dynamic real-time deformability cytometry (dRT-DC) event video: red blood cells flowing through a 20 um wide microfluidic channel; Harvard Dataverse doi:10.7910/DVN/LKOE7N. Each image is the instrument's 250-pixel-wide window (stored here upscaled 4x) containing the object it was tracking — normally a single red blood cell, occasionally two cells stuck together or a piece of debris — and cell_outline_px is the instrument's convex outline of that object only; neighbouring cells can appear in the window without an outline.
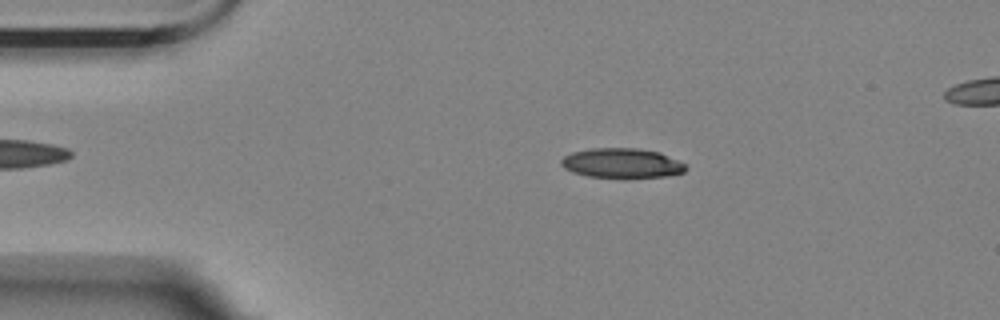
{"species": "Egyptian fruit bat (a non-hibernating species)", "species_latin": "Rousettus aegyptiacus", "temperature_condition": "room temperature", "stored_images_in_passage": 48, "camera_frame_rate_fps": 3000, "um_per_image_px": 0.085, "animal": {"sex": "female"}, "frame": {"image": 1, "passage_image": 3, "time_ms": 0.667, "image_size_px": [1000, 320], "cell_outline_px": [[688, 168], [684, 172], [668, 176], [624, 180], [588, 176], [572, 172], [564, 168], [560, 164], [560, 160], [564, 156], [572, 152], [592, 148], [640, 148], [660, 152], [684, 164]], "centroid_in_image_um": [52.85, 13.9], "position_along_channel_um": 32.1, "area_um2": 22.31}}
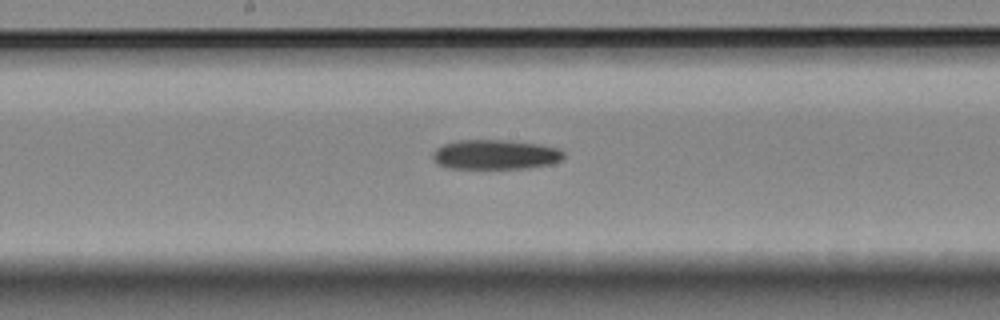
{"frame": {"image": 2, "passage_image": 21, "time_ms": 6.667, "image_size_px": [1000, 320], "cell_outline_px": [[564, 156], [560, 160], [552, 164], [528, 168], [444, 168], [436, 164], [432, 160], [432, 152], [436, 148], [444, 144], [456, 140], [504, 140], [536, 144], [560, 148], [564, 152]], "centroid_in_image_um": [42.05, 13.14], "position_along_channel_um": 206.1, "area_um2": 22.83}}
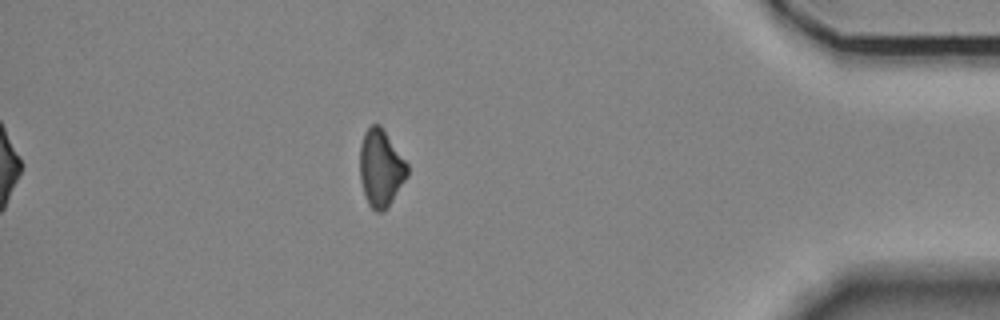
{"frame": {"image": 3, "passage_image": 41, "time_ms": 13.333, "image_size_px": [1000, 320], "cell_outline_px": [[408, 176], [384, 212], [376, 212], [368, 204], [360, 180], [360, 144], [364, 132], [372, 124], [380, 124], [408, 164]], "centroid_in_image_um": [32.36, 14.28], "position_along_channel_um": 402.8, "area_um2": 21.33}}